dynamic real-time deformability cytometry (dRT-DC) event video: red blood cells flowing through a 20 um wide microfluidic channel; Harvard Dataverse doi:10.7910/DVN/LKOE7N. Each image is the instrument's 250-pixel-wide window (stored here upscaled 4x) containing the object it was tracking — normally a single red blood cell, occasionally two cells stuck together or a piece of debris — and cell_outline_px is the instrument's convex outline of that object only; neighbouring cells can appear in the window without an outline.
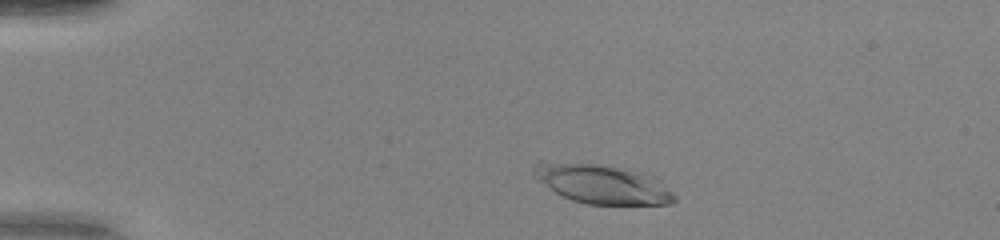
{"species": "human", "species_latin": "Homo sapiens", "temperature_condition": "warm", "stored_images_in_passage": 32, "camera_frame_rate_fps": 3000, "um_per_image_px": 0.085, "donor": {"sex": "female"}, "frame": {"image": 1, "passage_image": 5, "time_ms": 1.333, "image_size_px": [1000, 240], "cell_outline_px": [[676, 200], [672, 204], [588, 204], [572, 200], [556, 192], [536, 180], [532, 176], [532, 168], [540, 160], [544, 160], [612, 164], [644, 172], [660, 180], [676, 196]], "centroid_in_image_um": [51.16, 15.59], "position_along_channel_um": 33.8, "area_um2": 33.06}}
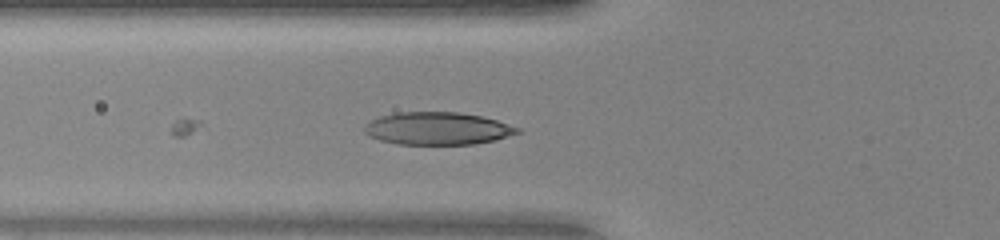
{"frame": {"image": 2, "passage_image": 14, "time_ms": 4.333, "image_size_px": [1000, 240], "cell_outline_px": [[520, 132], [496, 140], [476, 144], [400, 144], [380, 140], [368, 136], [364, 132], [364, 124], [380, 116], [396, 112], [456, 112], [480, 116], [496, 120], [520, 128]], "centroid_in_image_um": [37.16, 10.92], "position_along_channel_um": 88.6, "area_um2": 29.02}}